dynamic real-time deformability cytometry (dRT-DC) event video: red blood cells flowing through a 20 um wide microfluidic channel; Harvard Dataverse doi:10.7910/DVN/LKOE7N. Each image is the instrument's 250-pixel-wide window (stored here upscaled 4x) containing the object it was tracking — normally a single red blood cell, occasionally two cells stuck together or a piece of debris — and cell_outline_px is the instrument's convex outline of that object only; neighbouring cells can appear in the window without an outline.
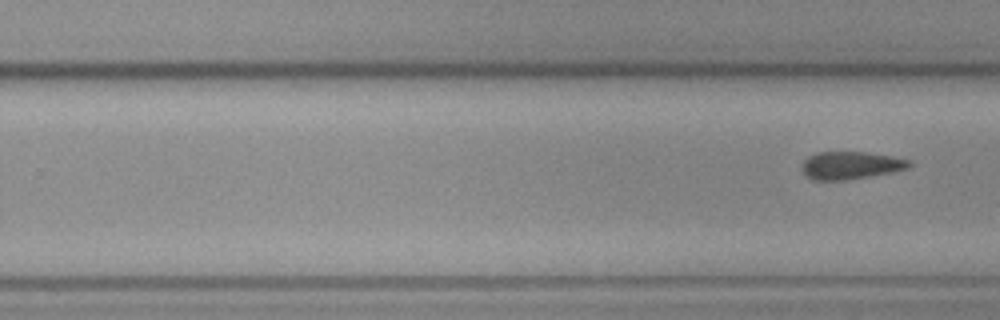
{"species": "common noctule bat (a hibernating species)", "species_latin": "Nyctalus noctula", "temperature_condition": "cold", "stored_images_in_passage": 8, "camera_frame_rate_fps": 3000, "um_per_image_px": 0.085, "animal": {"sex": "female", "body_mass_g": 19.3, "forearm_length_mm": 54.1}, "frame": {"image": 1, "passage_image": 8, "time_ms": 9.0, "image_size_px": [1000, 320], "cell_outline_px": [[912, 164], [908, 168], [892, 172], [848, 180], [812, 180], [804, 176], [800, 168], [800, 164], [808, 156], [816, 152], [864, 152], [892, 156], [912, 160]], "centroid_in_image_um": [72.26, 14.06], "position_along_channel_um": 257.5, "area_um2": 17.63}}